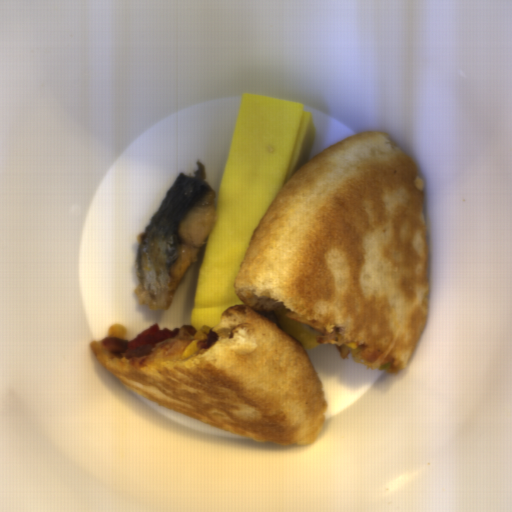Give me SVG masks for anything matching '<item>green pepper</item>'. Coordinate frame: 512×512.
Listing matches in <instances>:
<instances>
[{"mask_svg": "<svg viewBox=\"0 0 512 512\" xmlns=\"http://www.w3.org/2000/svg\"><path fill=\"white\" fill-rule=\"evenodd\" d=\"M390 366H391V363L388 362V363L383 364L382 366H380L378 370H387V369L390 368Z\"/></svg>", "mask_w": 512, "mask_h": 512, "instance_id": "1", "label": "green pepper"}]
</instances>
